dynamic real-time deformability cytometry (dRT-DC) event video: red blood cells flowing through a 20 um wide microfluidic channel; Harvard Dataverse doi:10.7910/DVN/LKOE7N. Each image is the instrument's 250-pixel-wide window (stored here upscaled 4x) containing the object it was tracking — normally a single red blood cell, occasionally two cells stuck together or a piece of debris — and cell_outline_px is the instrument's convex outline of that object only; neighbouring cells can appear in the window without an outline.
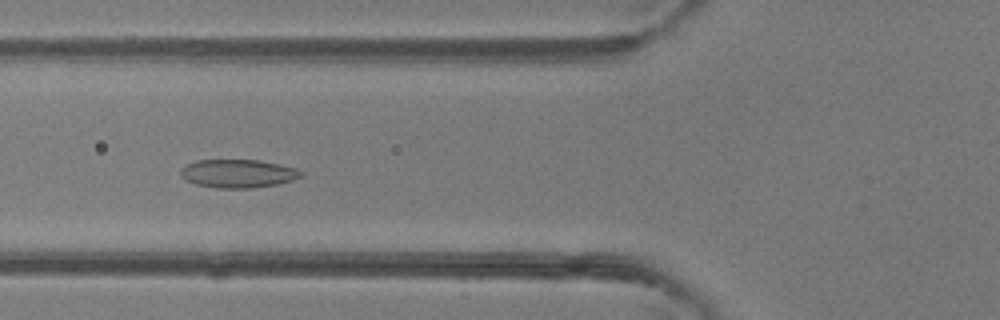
{"species": "common noctule bat (a hibernating species)", "species_latin": "Nyctalus noctula", "temperature_condition": "room temperature", "stored_images_in_passage": 42, "camera_frame_rate_fps": 3000, "um_per_image_px": 0.085, "animal": {"sex": "female"}, "frame": {"image": 1, "passage_image": 12, "time_ms": 3.667, "image_size_px": [1000, 320], "cell_outline_px": [[304, 176], [292, 180], [276, 184], [252, 188], [216, 188], [196, 184], [180, 176], [180, 168], [196, 160], [260, 160], [280, 164], [296, 168], [304, 172]], "centroid_in_image_um": [20.25, 14.74], "position_along_channel_um": 105.5, "area_um2": 19.94}}
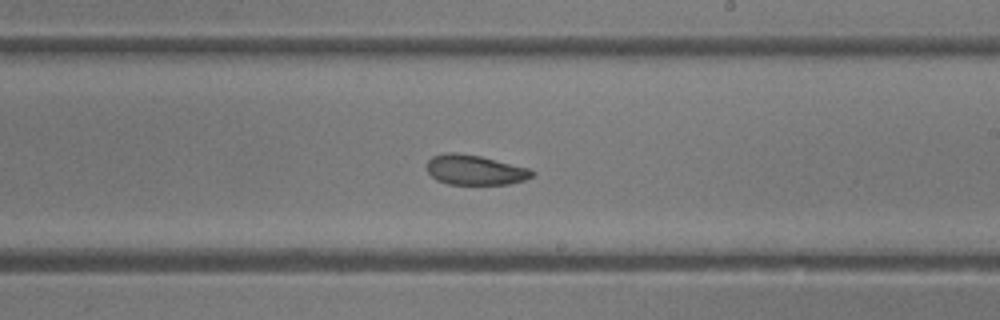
{"frame": {"image": 2, "passage_image": 22, "time_ms": 7.0, "image_size_px": [1000, 320], "cell_outline_px": [[536, 172], [532, 176], [524, 180], [508, 184], [448, 184], [436, 180], [428, 172], [428, 160], [432, 156], [444, 152], [456, 152], [480, 156], [528, 168]], "centroid_in_image_um": [40.35, 14.44], "position_along_channel_um": 248.7, "area_um2": 18.26}}
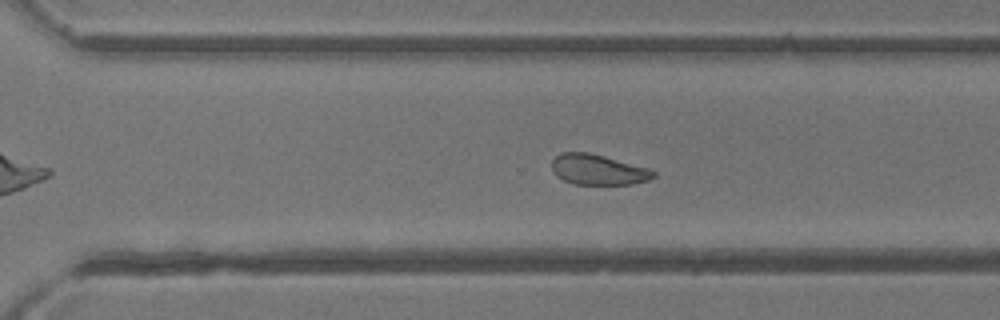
{"frame": {"image": 3, "passage_image": 27, "time_ms": 8.667, "image_size_px": [1000, 320], "cell_outline_px": [[656, 176], [648, 180], [632, 184], [576, 184], [564, 180], [556, 176], [552, 172], [552, 160], [560, 152], [588, 152], [604, 156], [648, 168], [656, 172]], "centroid_in_image_um": [50.82, 14.42], "position_along_channel_um": 319.8, "area_um2": 17.98}, "authors_computed_cell_mechanics": {"area_um2": 20.0855, "velocity_mm_per_s": 4.2894, "shape_relaxation_time_tau1_ms": null, "shape_relaxation_time_tau2_ms": 2.4625, "deformation_change_tau1": null, "deformation_change_tau2": 0.0762}}